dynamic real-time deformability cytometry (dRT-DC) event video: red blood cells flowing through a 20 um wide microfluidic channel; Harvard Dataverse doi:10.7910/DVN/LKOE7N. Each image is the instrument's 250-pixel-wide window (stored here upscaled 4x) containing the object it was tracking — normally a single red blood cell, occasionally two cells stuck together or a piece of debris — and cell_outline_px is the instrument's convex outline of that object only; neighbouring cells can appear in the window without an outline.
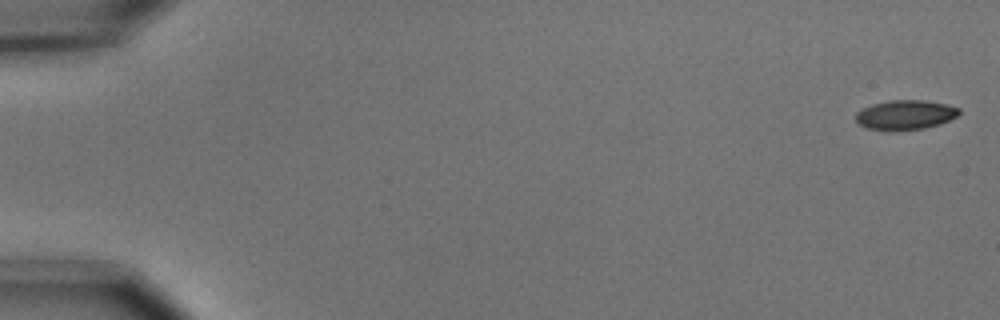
{"species": "common noctule bat (a hibernating species)", "species_latin": "Nyctalus noctula", "temperature_condition": "cold", "stored_images_in_passage": 6, "camera_frame_rate_fps": 3000, "um_per_image_px": 0.085, "animal": {"sex": "male", "body_mass_g": 15.6}, "frame": {"image": 1, "passage_image": 1, "time_ms": 0.0, "image_size_px": [1000, 320], "cell_outline_px": [[960, 112], [956, 116], [940, 124], [924, 128], [892, 132], [868, 128], [860, 124], [856, 120], [856, 112], [872, 104], [888, 100], [924, 100], [948, 104], [960, 108]], "centroid_in_image_um": [76.95, 9.77], "position_along_channel_um": 8.0, "area_um2": 17.98}}
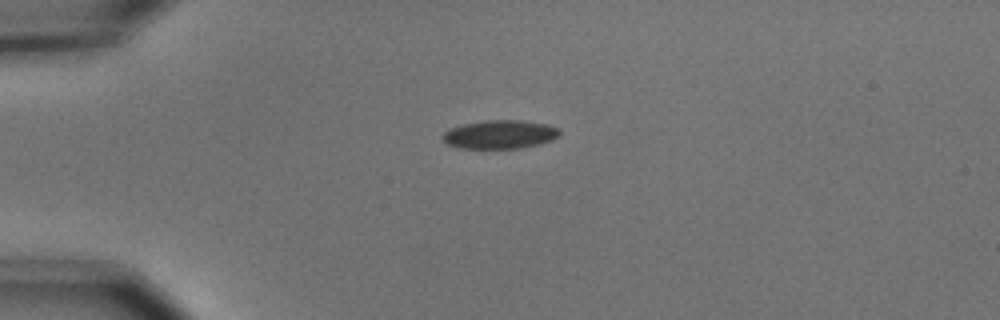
{"frame": {"image": 2, "passage_image": 4, "time_ms": 1.0, "image_size_px": [1000, 320], "cell_outline_px": [[560, 136], [552, 140], [520, 148], [456, 148], [448, 144], [440, 136], [448, 128], [464, 124], [484, 120], [520, 120], [548, 124], [560, 128]], "centroid_in_image_um": [42.48, 11.42], "position_along_channel_um": 42.5, "area_um2": 19.59}}
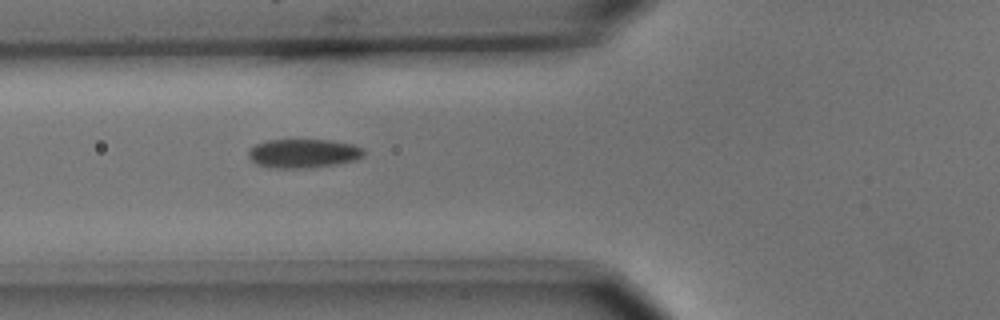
{"frame": {"image": 3, "passage_image": 6, "time_ms": 1.667, "image_size_px": [1000, 320], "cell_outline_px": [[364, 156], [356, 160], [340, 164], [308, 168], [276, 168], [256, 164], [248, 156], [248, 148], [264, 140], [332, 140], [352, 144], [364, 148]], "centroid_in_image_um": [25.8, 13.04], "position_along_channel_um": 100.0, "area_um2": 19.71}}